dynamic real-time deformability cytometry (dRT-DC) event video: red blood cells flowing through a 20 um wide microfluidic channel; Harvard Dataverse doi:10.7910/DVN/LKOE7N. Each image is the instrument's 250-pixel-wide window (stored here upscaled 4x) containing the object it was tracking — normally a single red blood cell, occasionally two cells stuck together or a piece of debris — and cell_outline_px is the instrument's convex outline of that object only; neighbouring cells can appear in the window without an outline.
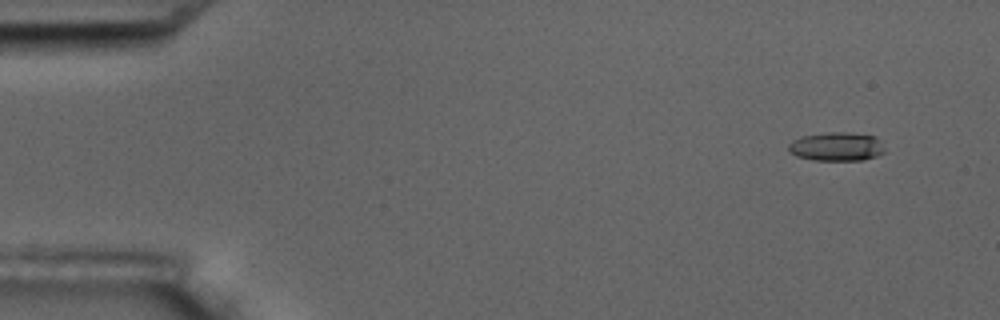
{"species": "common noctule bat (a hibernating species)", "species_latin": "Nyctalus noctula", "temperature_condition": "room temperature", "stored_images_in_passage": 4, "camera_frame_rate_fps": 3000, "um_per_image_px": 0.085, "animal": {"sex": "male", "body_mass_g": 17.5, "forearm_length_mm": 52.3}, "frame": {"image": 1, "passage_image": 1, "time_ms": 0.0, "image_size_px": [1000, 320], "cell_outline_px": [[884, 152], [876, 156], [864, 160], [816, 160], [796, 156], [788, 148], [788, 144], [792, 140], [800, 136], [828, 132], [848, 132], [876, 136], [884, 148]], "centroid_in_image_um": [71.1, 12.45], "position_along_channel_um": 13.9, "area_um2": 16.13}}